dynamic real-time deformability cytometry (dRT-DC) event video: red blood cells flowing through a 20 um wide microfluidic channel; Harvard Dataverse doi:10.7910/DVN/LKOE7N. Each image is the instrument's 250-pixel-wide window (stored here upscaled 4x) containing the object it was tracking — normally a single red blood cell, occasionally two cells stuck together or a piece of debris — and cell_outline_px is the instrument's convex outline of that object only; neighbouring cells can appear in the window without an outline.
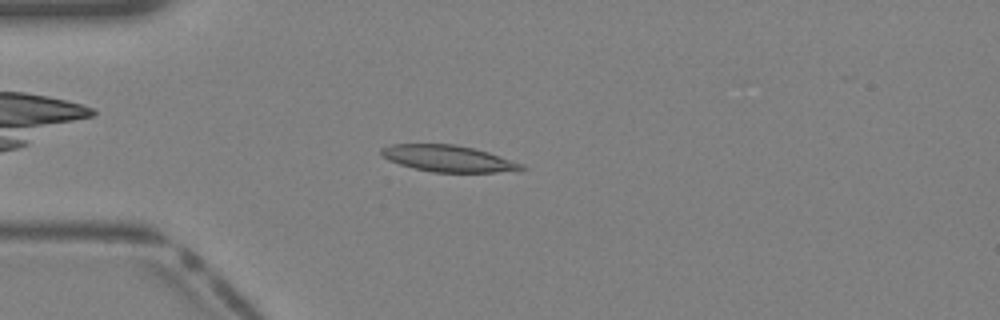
{"species": "Egyptian fruit bat (a non-hibernating species)", "species_latin": "Rousettus aegyptiacus", "temperature_condition": "warm", "stored_images_in_passage": 34, "camera_frame_rate_fps": 3000, "um_per_image_px": 0.085, "animal": {"sex": "female"}, "frame": {"image": 1, "passage_image": 5, "time_ms": 1.333, "image_size_px": [1000, 320], "cell_outline_px": [[528, 168], [496, 172], [432, 172], [400, 164], [388, 160], [380, 152], [380, 148], [392, 144], [456, 144], [476, 148], [524, 164]], "centroid_in_image_um": [38.1, 13.46], "position_along_channel_um": 46.9, "area_um2": 21.5}}
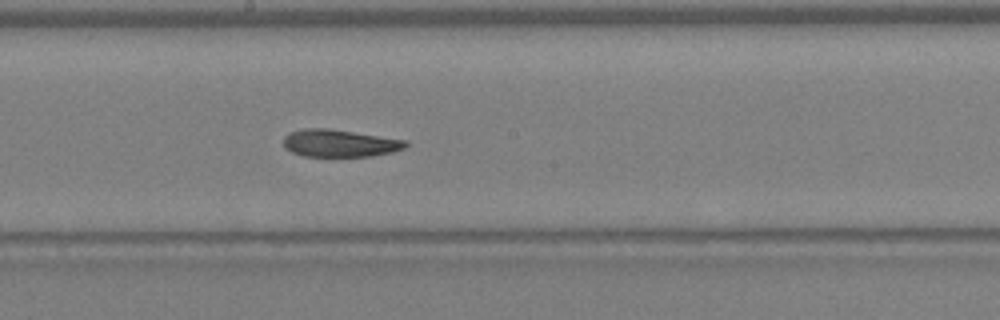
{"frame": {"image": 2, "passage_image": 16, "time_ms": 5.0, "image_size_px": [1000, 320], "cell_outline_px": [[408, 144], [404, 148], [392, 152], [372, 156], [304, 156], [292, 152], [284, 148], [284, 136], [288, 132], [304, 128], [328, 128], [408, 140]], "centroid_in_image_um": [28.86, 12.16], "position_along_channel_um": 219.3, "area_um2": 19.59}}
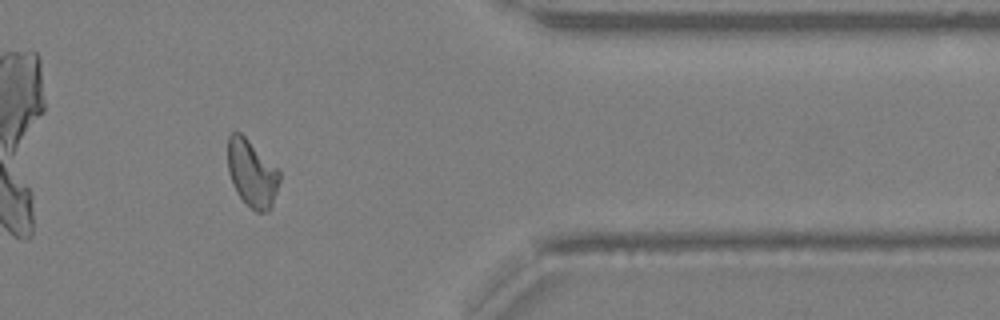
{"frame": {"image": 3, "passage_image": 27, "time_ms": 8.667, "image_size_px": [1000, 320], "cell_outline_px": [[280, 180], [272, 204], [268, 212], [256, 212], [236, 192], [232, 184], [228, 172], [228, 136], [232, 132], [240, 132], [280, 168]], "centroid_in_image_um": [21.43, 14.7], "position_along_channel_um": 390.0, "area_um2": 20.4}}